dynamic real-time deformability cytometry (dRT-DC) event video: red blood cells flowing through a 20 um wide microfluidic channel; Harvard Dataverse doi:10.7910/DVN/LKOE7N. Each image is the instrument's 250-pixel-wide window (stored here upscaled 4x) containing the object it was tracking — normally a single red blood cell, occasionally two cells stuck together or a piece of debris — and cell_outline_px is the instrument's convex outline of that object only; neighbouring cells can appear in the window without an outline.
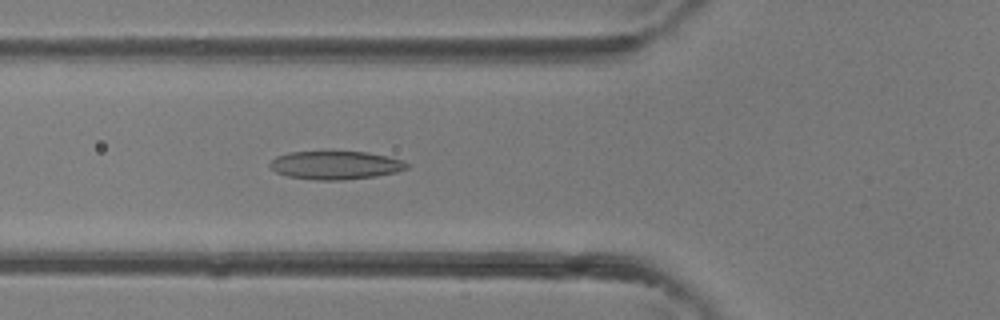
{"species": "common noctule bat (a hibernating species)", "species_latin": "Nyctalus noctula", "temperature_condition": "room temperature", "stored_images_in_passage": 28, "camera_frame_rate_fps": 3000, "um_per_image_px": 0.085, "animal": {"sex": "female"}, "frame": {"image": 1, "passage_image": 5, "time_ms": 1.333, "image_size_px": [1000, 320], "cell_outline_px": [[408, 168], [396, 172], [376, 176], [344, 180], [316, 180], [288, 176], [276, 172], [268, 164], [276, 156], [288, 152], [328, 148], [368, 152], [388, 156], [404, 160], [408, 164]], "centroid_in_image_um": [28.51, 13.98], "position_along_channel_um": 97.3, "area_um2": 23.76}}
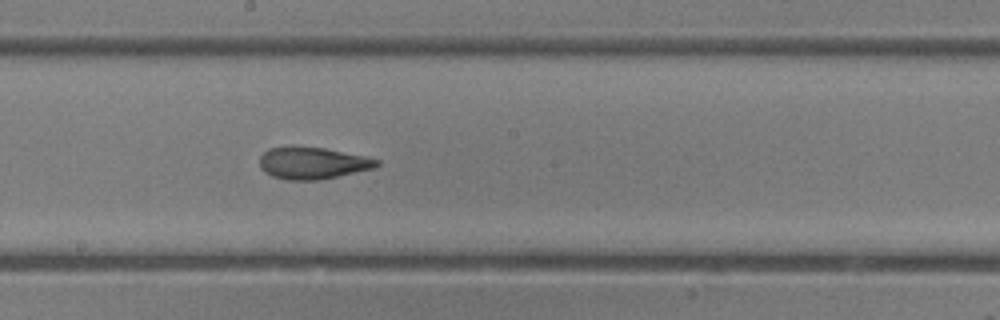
{"frame": {"image": 2, "passage_image": 12, "time_ms": 3.667, "image_size_px": [1000, 320], "cell_outline_px": [[380, 164], [376, 168], [320, 180], [288, 180], [272, 176], [264, 172], [260, 168], [260, 156], [268, 148], [292, 144], [324, 148], [364, 156], [380, 160]], "centroid_in_image_um": [26.54, 13.84], "position_along_channel_um": 221.7, "area_um2": 22.31}}
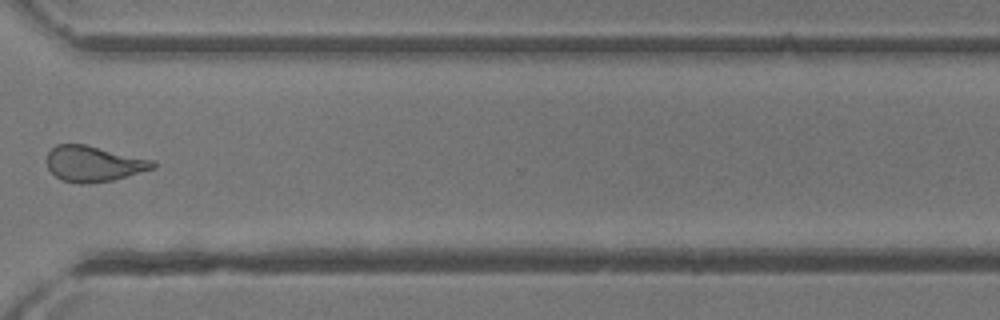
{"frame": {"image": 3, "passage_image": 20, "time_ms": 6.333, "image_size_px": [1000, 320], "cell_outline_px": [[156, 168], [112, 180], [88, 184], [80, 184], [60, 180], [48, 168], [48, 152], [56, 144], [84, 144], [156, 160]], "centroid_in_image_um": [7.99, 13.92], "position_along_channel_um": 362.6, "area_um2": 22.14}}